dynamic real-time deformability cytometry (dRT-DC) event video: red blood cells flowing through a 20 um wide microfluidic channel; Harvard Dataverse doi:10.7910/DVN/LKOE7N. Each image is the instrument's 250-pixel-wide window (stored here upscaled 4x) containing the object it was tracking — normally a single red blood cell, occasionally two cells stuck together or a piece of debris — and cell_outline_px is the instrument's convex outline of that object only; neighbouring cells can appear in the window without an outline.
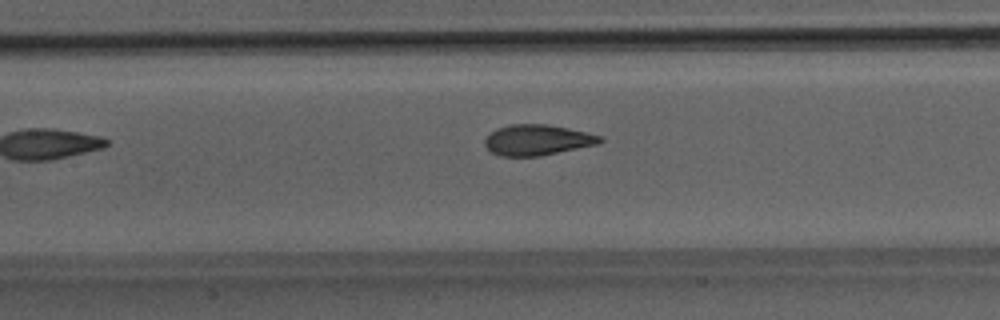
{"species": "Egyptian fruit bat (a non-hibernating species)", "species_latin": "Rousettus aegyptiacus", "temperature_condition": "room temperature", "stored_images_in_passage": 5, "camera_frame_rate_fps": 3000, "um_per_image_px": 0.085, "animal": {"sex": "male"}, "frame": {"image": 1, "passage_image": 4, "time_ms": 3.333, "image_size_px": [1000, 320], "cell_outline_px": [[604, 140], [600, 144], [540, 156], [500, 156], [492, 152], [484, 144], [484, 136], [488, 132], [496, 128], [508, 124], [548, 124], [568, 128], [600, 136]], "centroid_in_image_um": [45.63, 11.89], "position_along_channel_um": 161.8, "area_um2": 20.81}}